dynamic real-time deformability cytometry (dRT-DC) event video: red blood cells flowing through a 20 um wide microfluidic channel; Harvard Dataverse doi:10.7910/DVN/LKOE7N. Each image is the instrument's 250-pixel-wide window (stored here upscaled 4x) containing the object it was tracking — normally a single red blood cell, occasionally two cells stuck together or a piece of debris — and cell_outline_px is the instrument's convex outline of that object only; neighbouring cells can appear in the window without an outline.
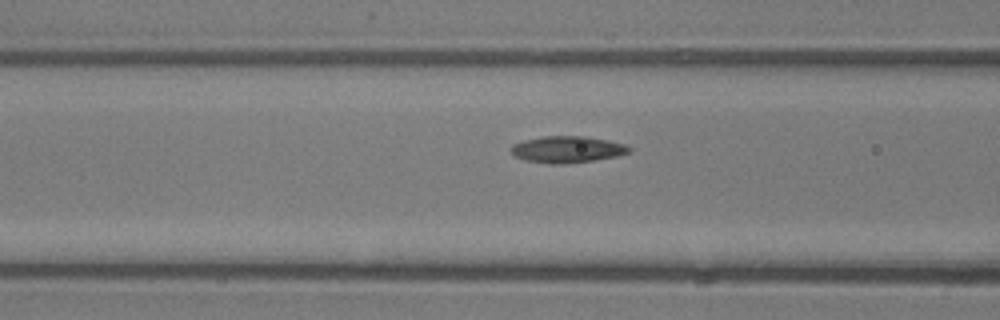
{"species": "common noctule bat (a hibernating species)", "species_latin": "Nyctalus noctula", "temperature_condition": "room temperature", "stored_images_in_passage": 6, "camera_frame_rate_fps": 3000, "um_per_image_px": 0.085, "animal": {"sex": "male", "body_mass_g": 13.3}, "frame": {"image": 1, "passage_image": 4, "time_ms": 1.0, "image_size_px": [1000, 320], "cell_outline_px": [[632, 152], [620, 156], [564, 164], [548, 164], [524, 160], [516, 156], [508, 148], [512, 144], [524, 140], [544, 136], [584, 136], [608, 140], [624, 144], [632, 148]], "centroid_in_image_um": [48.23, 12.7], "position_along_channel_um": 118.4, "area_um2": 18.5}}